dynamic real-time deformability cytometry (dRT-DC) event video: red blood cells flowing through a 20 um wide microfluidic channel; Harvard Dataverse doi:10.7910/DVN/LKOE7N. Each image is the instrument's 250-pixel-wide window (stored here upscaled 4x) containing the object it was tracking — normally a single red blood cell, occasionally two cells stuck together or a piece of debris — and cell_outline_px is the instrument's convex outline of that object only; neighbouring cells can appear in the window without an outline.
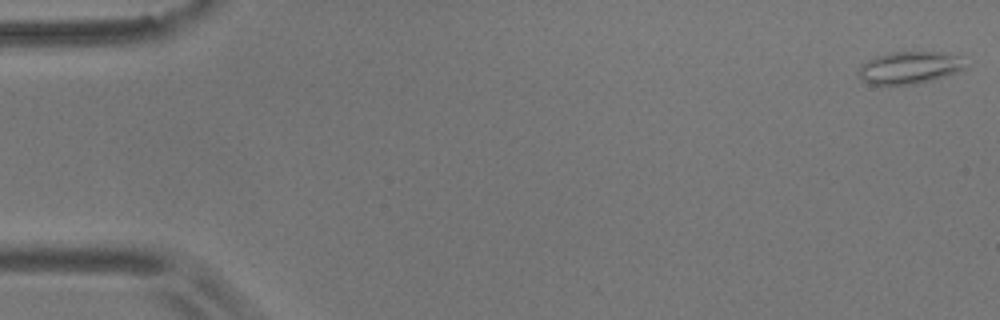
{"species": "common noctule bat (a hibernating species)", "species_latin": "Nyctalus noctula", "temperature_condition": "room temperature", "stored_images_in_passage": 55, "camera_frame_rate_fps": 3000, "um_per_image_px": 0.085, "animal": {"sex": "male", "body_mass_g": 17.9}, "frame": {"image": 1, "passage_image": 1, "time_ms": 0.0, "image_size_px": [1000, 320], "cell_outline_px": [[964, 72], [916, 84], [872, 84], [864, 80], [860, 76], [860, 64], [876, 56], [888, 52], [944, 52], [960, 56], [964, 68]], "centroid_in_image_um": [77.36, 5.74], "position_along_channel_um": 7.6, "area_um2": 20.06}}
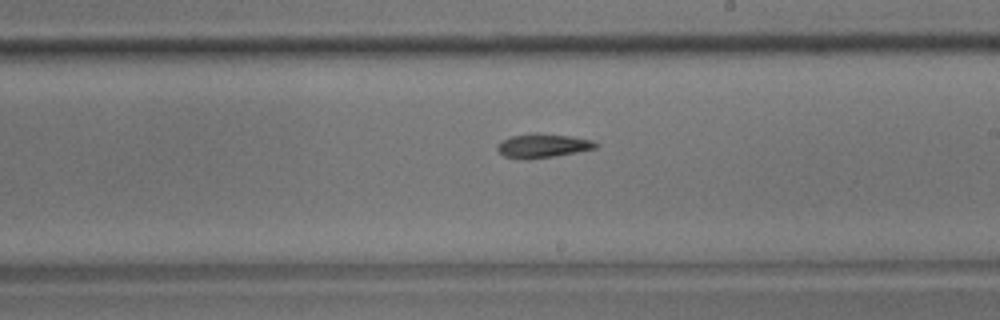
{"frame": {"image": 2, "passage_image": 32, "time_ms": 10.333, "image_size_px": [1000, 320], "cell_outline_px": [[600, 144], [596, 148], [576, 152], [528, 160], [504, 156], [496, 148], [496, 144], [500, 140], [512, 136], [536, 132], [572, 136], [592, 140]], "centroid_in_image_um": [46.11, 12.37], "position_along_channel_um": 242.9, "area_um2": 13.87}}
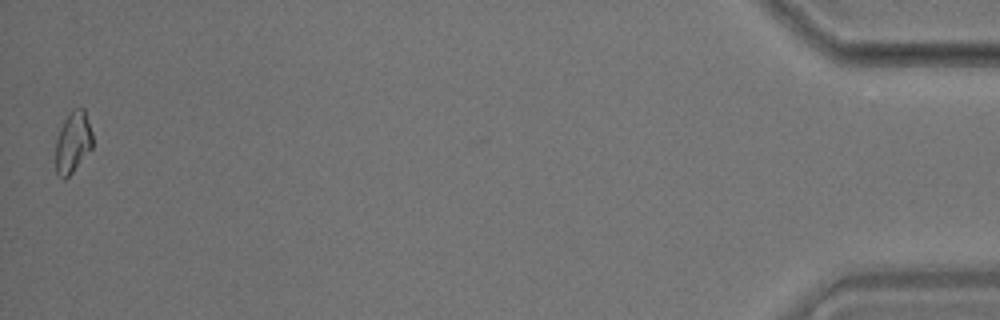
{"frame": {"image": 3, "passage_image": 55, "time_ms": 18.0, "image_size_px": [1000, 320], "cell_outline_px": [[92, 148], [72, 172], [64, 180], [56, 172], [56, 140], [60, 128], [64, 120], [72, 112], [80, 108], [84, 108], [92, 132]], "centroid_in_image_um": [6.2, 12.11], "position_along_channel_um": 429.0, "area_um2": 12.89}}